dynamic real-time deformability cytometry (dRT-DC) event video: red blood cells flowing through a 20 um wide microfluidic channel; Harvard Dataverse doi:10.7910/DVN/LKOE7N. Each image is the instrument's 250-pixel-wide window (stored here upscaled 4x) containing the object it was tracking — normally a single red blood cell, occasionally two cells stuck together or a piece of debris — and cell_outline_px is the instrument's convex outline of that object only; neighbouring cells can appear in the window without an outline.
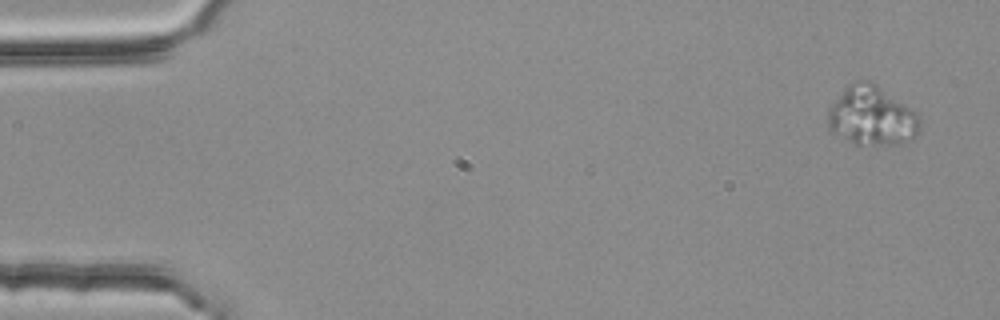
{"species": "common noctule bat (a hibernating species)", "species_latin": "Nyctalus noctula", "temperature_condition": "room temperature", "stored_images_in_passage": 4, "camera_frame_rate_fps": 3000, "um_per_image_px": 0.085, "animal": {"sex": "female", "body_mass_g": 25.1}, "frame": {"image": 1, "passage_image": 1, "time_ms": 0.0, "image_size_px": [1000, 320], "cell_outline_px": [[920, 128], [912, 136], [900, 144], [852, 144], [832, 132], [828, 128], [828, 108], [844, 88], [848, 84], [860, 80], [872, 80], [916, 112], [920, 120]], "centroid_in_image_um": [74.06, 9.83], "position_along_channel_um": 10.9, "area_um2": 31.67}}